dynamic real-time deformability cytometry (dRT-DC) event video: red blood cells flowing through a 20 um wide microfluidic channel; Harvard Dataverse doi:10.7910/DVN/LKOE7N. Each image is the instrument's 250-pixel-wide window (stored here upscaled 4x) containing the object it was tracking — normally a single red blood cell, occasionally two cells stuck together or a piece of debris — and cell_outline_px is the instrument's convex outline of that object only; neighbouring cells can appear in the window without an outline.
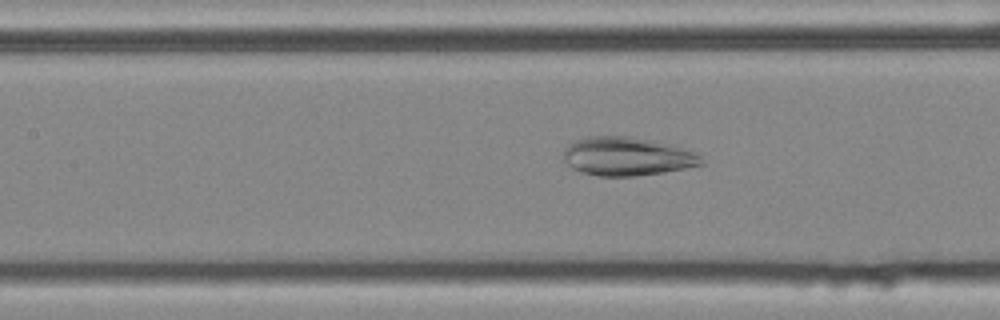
{"species": "common noctule bat (a hibernating species)", "species_latin": "Nyctalus noctula", "temperature_condition": "cold", "stored_images_in_passage": 40, "camera_frame_rate_fps": 3000, "um_per_image_px": 0.085, "animal": {"sex": "female", "body_mass_g": 25.1}, "frame": {"image": 1, "passage_image": 10, "time_ms": 3.0, "image_size_px": [1000, 320], "cell_outline_px": [[704, 164], [664, 172], [636, 176], [600, 176], [580, 172], [572, 168], [564, 160], [564, 148], [568, 144], [576, 140], [588, 136], [632, 136], [680, 144], [700, 152]], "centroid_in_image_um": [53.4, 13.27], "position_along_channel_um": 154.0, "area_um2": 31.85}}
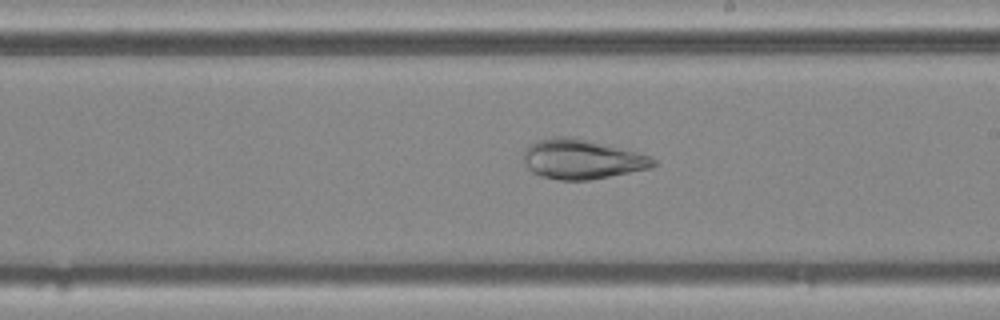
{"frame": {"image": 2, "passage_image": 17, "time_ms": 5.333, "image_size_px": [1000, 320], "cell_outline_px": [[656, 164], [652, 168], [588, 180], [560, 180], [540, 176], [532, 172], [524, 164], [524, 148], [528, 144], [536, 140], [552, 136], [576, 136], [636, 152], [648, 156], [656, 160]], "centroid_in_image_um": [49.41, 13.51], "position_along_channel_um": 239.6, "area_um2": 30.29}}
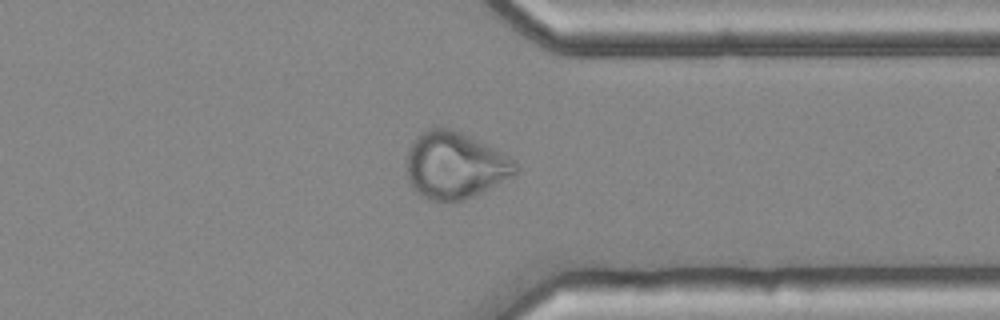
{"frame": {"image": 3, "passage_image": 28, "time_ms": 9.0, "image_size_px": [1000, 320], "cell_outline_px": [[520, 168], [512, 176], [484, 192], [464, 200], [428, 200], [420, 196], [412, 188], [408, 180], [408, 148], [416, 136], [420, 132], [428, 128], [448, 128], [460, 132], [516, 160]], "centroid_in_image_um": [38.67, 14.07], "position_along_channel_um": 372.7, "area_um2": 42.19}}